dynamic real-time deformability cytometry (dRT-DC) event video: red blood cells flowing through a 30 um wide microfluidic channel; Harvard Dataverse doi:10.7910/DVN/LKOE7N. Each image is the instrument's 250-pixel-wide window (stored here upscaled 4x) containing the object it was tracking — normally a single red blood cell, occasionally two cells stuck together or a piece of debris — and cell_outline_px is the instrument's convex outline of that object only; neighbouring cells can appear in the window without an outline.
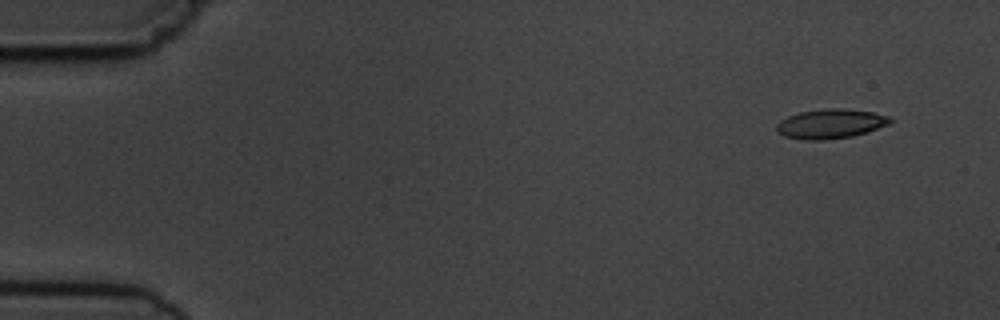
{"species": "common noctule bat (a hibernating species)", "species_latin": "Nyctalus noctula", "temperature_condition": "cold", "stored_images_in_passage": 6, "camera_frame_rate_fps": 3000, "um_per_image_px": 0.085, "animal": {"sex": "male", "body_mass_g": 19.5, "forearm_length_mm": 54.6}, "frame": {"image": 1, "passage_image": 2, "time_ms": 1.0, "image_size_px": [1000, 320], "cell_outline_px": [[892, 120], [888, 124], [852, 136], [824, 140], [804, 140], [784, 136], [776, 132], [776, 124], [780, 120], [788, 116], [800, 112], [828, 108], [836, 108], [872, 112], [888, 116]], "centroid_in_image_um": [70.52, 10.53], "position_along_channel_um": 14.5, "area_um2": 19.25}}
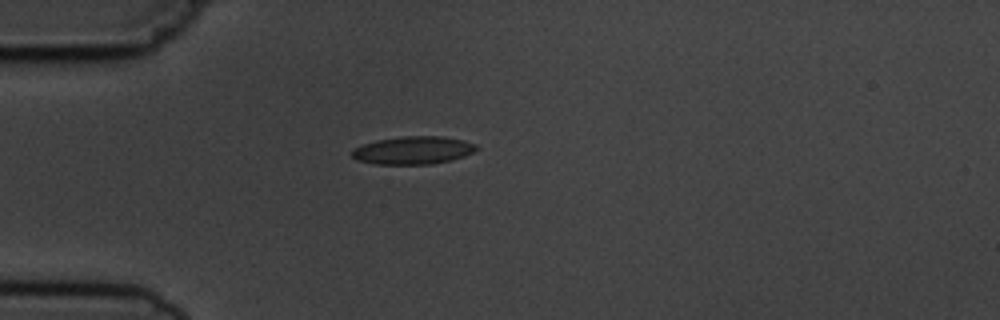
{"frame": {"image": 2, "passage_image": 5, "time_ms": 4.667, "image_size_px": [1000, 320], "cell_outline_px": [[480, 148], [464, 156], [452, 160], [432, 164], [372, 164], [356, 160], [352, 156], [352, 148], [364, 144], [380, 140], [404, 136], [444, 136], [464, 140], [476, 144]], "centroid_in_image_um": [35.14, 12.78], "position_along_channel_um": 49.9, "area_um2": 20.29}}